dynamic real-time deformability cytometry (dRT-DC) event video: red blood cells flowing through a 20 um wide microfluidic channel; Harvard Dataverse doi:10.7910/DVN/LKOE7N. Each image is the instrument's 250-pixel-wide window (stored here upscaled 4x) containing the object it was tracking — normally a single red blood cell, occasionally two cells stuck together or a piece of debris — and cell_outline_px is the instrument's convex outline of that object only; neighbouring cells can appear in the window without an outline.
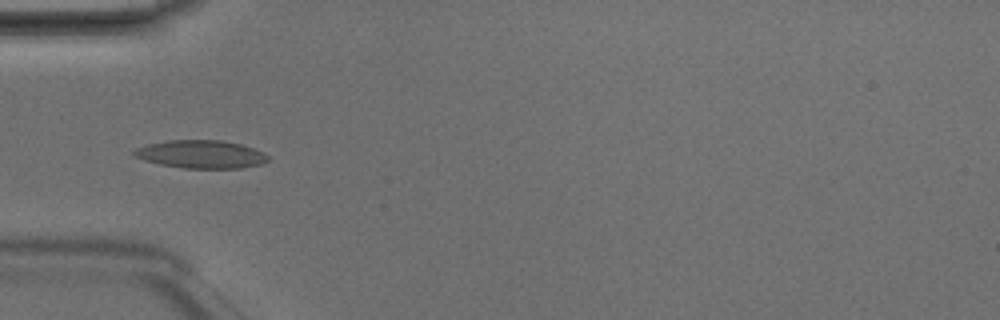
{"species": "Egyptian fruit bat (a non-hibernating species)", "species_latin": "Rousettus aegyptiacus", "temperature_condition": "room temperature", "stored_images_in_passage": 3, "camera_frame_rate_fps": 3000, "um_per_image_px": 0.085, "animal": {"sex": "male"}, "frame": {"image": 1, "passage_image": 3, "time_ms": 0.667, "image_size_px": [1000, 320], "cell_outline_px": [[268, 160], [260, 164], [240, 168], [184, 168], [160, 164], [144, 160], [132, 156], [132, 152], [136, 148], [148, 144], [168, 140], [220, 140], [240, 144], [264, 152], [268, 156]], "centroid_in_image_um": [17.05, 13.11], "position_along_channel_um": 68.0, "area_um2": 21.79}}